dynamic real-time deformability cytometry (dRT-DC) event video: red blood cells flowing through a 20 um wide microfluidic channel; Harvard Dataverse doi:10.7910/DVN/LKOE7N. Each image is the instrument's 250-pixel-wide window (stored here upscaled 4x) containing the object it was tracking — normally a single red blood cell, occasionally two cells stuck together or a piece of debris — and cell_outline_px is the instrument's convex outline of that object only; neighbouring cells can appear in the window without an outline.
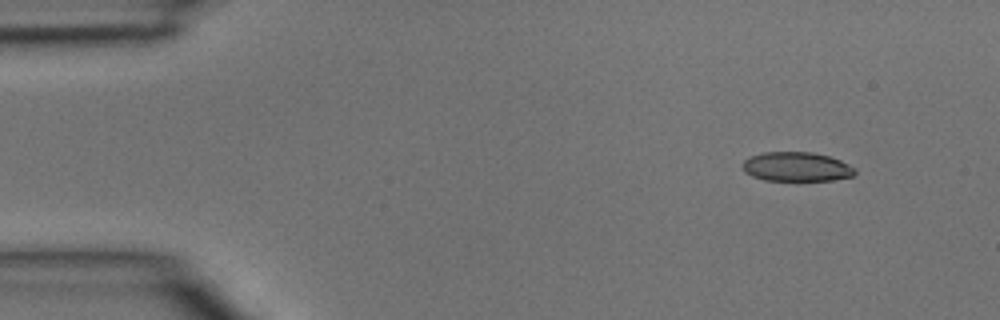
{"species": "common noctule bat (a hibernating species)", "species_latin": "Nyctalus noctula", "temperature_condition": "room temperature", "stored_images_in_passage": 3, "camera_frame_rate_fps": 3000, "um_per_image_px": 0.085, "animal": {"sex": "male", "body_mass_g": 15.6}, "frame": {"image": 1, "passage_image": 1, "time_ms": 0.0, "image_size_px": [1000, 320], "cell_outline_px": [[856, 172], [852, 176], [832, 180], [764, 180], [752, 176], [744, 172], [740, 164], [748, 156], [764, 152], [812, 152], [828, 156], [840, 160], [856, 168]], "centroid_in_image_um": [67.66, 14.17], "position_along_channel_um": 17.3, "area_um2": 19.31}}
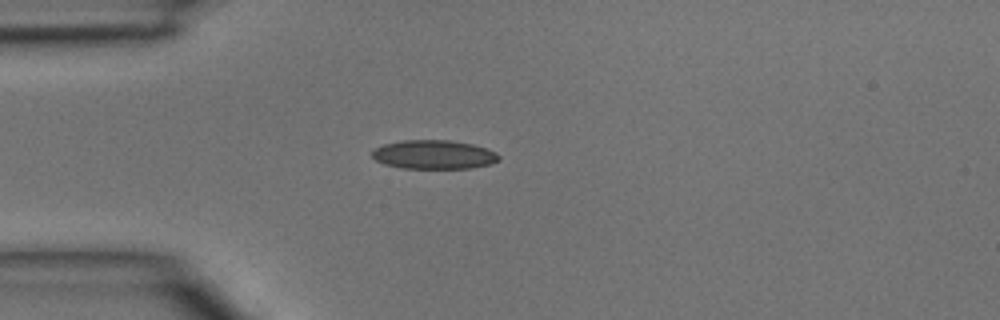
{"frame": {"image": 2, "passage_image": 3, "time_ms": 0.667, "image_size_px": [1000, 320], "cell_outline_px": [[500, 160], [488, 164], [468, 168], [404, 168], [384, 164], [376, 160], [372, 156], [372, 152], [376, 148], [384, 144], [400, 140], [448, 140], [472, 144], [488, 148], [496, 152], [500, 156]], "centroid_in_image_um": [36.89, 13.13], "position_along_channel_um": 48.1, "area_um2": 21.27}}